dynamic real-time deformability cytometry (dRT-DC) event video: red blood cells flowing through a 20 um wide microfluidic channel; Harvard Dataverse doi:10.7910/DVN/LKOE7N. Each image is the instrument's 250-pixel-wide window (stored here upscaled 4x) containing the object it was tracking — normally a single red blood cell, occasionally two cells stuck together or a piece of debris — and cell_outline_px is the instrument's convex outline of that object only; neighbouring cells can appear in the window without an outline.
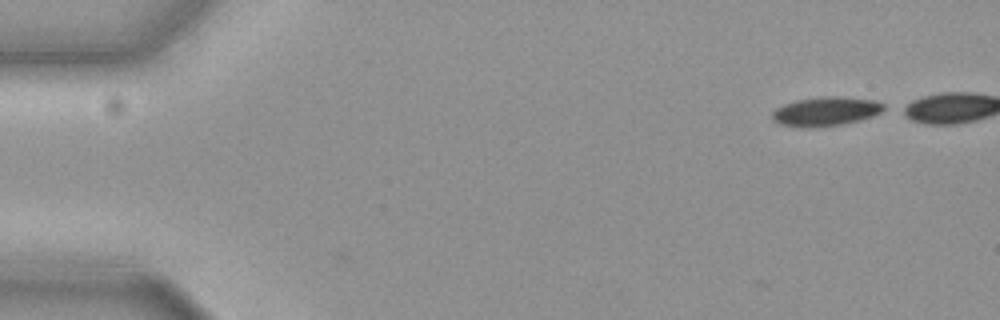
{"species": "common noctule bat (a hibernating species)", "species_latin": "Nyctalus noctula", "temperature_condition": "cold", "stored_images_in_passage": 2, "camera_frame_rate_fps": 3000, "um_per_image_px": 0.085, "animal": {"sex": "female", "body_mass_g": 19.3, "forearm_length_mm": 54.1}, "frame": {"image": 1, "passage_image": 2, "time_ms": 0.333, "image_size_px": [1000, 320], "cell_outline_px": [[888, 108], [872, 116], [860, 120], [840, 124], [780, 124], [772, 120], [772, 112], [776, 108], [784, 104], [796, 100], [820, 96], [836, 96], [872, 100], [884, 104]], "centroid_in_image_um": [70.24, 9.4], "position_along_channel_um": 14.8, "area_um2": 17.98}}